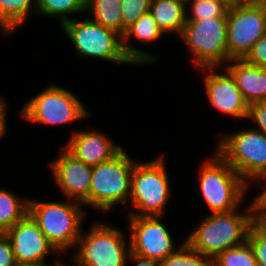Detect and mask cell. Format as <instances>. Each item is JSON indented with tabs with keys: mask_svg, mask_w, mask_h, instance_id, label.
Instances as JSON below:
<instances>
[{
	"mask_svg": "<svg viewBox=\"0 0 266 266\" xmlns=\"http://www.w3.org/2000/svg\"><path fill=\"white\" fill-rule=\"evenodd\" d=\"M248 203L243 207L244 213L239 207L227 213L205 215L184 240L210 260L223 250L244 244L252 226V207Z\"/></svg>",
	"mask_w": 266,
	"mask_h": 266,
	"instance_id": "6da1fadb",
	"label": "cell"
},
{
	"mask_svg": "<svg viewBox=\"0 0 266 266\" xmlns=\"http://www.w3.org/2000/svg\"><path fill=\"white\" fill-rule=\"evenodd\" d=\"M186 3L198 2V1H213V0H184Z\"/></svg>",
	"mask_w": 266,
	"mask_h": 266,
	"instance_id": "f35d334b",
	"label": "cell"
},
{
	"mask_svg": "<svg viewBox=\"0 0 266 266\" xmlns=\"http://www.w3.org/2000/svg\"><path fill=\"white\" fill-rule=\"evenodd\" d=\"M62 260H63L62 258L59 259V261L56 262L53 266H77L72 260L69 264Z\"/></svg>",
	"mask_w": 266,
	"mask_h": 266,
	"instance_id": "8d00e7d4",
	"label": "cell"
},
{
	"mask_svg": "<svg viewBox=\"0 0 266 266\" xmlns=\"http://www.w3.org/2000/svg\"><path fill=\"white\" fill-rule=\"evenodd\" d=\"M29 198L0 186V233H5L28 214Z\"/></svg>",
	"mask_w": 266,
	"mask_h": 266,
	"instance_id": "603a6c76",
	"label": "cell"
},
{
	"mask_svg": "<svg viewBox=\"0 0 266 266\" xmlns=\"http://www.w3.org/2000/svg\"><path fill=\"white\" fill-rule=\"evenodd\" d=\"M179 38L192 57L191 64L197 69L224 67L228 62L227 17L186 21Z\"/></svg>",
	"mask_w": 266,
	"mask_h": 266,
	"instance_id": "30bf717a",
	"label": "cell"
},
{
	"mask_svg": "<svg viewBox=\"0 0 266 266\" xmlns=\"http://www.w3.org/2000/svg\"><path fill=\"white\" fill-rule=\"evenodd\" d=\"M164 153L146 162L136 161L132 172L127 216H165L172 184ZM135 209V210H134Z\"/></svg>",
	"mask_w": 266,
	"mask_h": 266,
	"instance_id": "277c9868",
	"label": "cell"
},
{
	"mask_svg": "<svg viewBox=\"0 0 266 266\" xmlns=\"http://www.w3.org/2000/svg\"><path fill=\"white\" fill-rule=\"evenodd\" d=\"M68 141L63 147L76 159L96 166L116 156L124 147L117 145L111 137L97 129L70 131Z\"/></svg>",
	"mask_w": 266,
	"mask_h": 266,
	"instance_id": "2e32d148",
	"label": "cell"
},
{
	"mask_svg": "<svg viewBox=\"0 0 266 266\" xmlns=\"http://www.w3.org/2000/svg\"><path fill=\"white\" fill-rule=\"evenodd\" d=\"M59 148L58 156L49 163L50 180L65 199L83 204L90 196L93 167L76 159L63 146Z\"/></svg>",
	"mask_w": 266,
	"mask_h": 266,
	"instance_id": "5bb4252c",
	"label": "cell"
},
{
	"mask_svg": "<svg viewBox=\"0 0 266 266\" xmlns=\"http://www.w3.org/2000/svg\"><path fill=\"white\" fill-rule=\"evenodd\" d=\"M229 6L230 3L227 0L186 3L187 21H200L216 17H227Z\"/></svg>",
	"mask_w": 266,
	"mask_h": 266,
	"instance_id": "d4e9b609",
	"label": "cell"
},
{
	"mask_svg": "<svg viewBox=\"0 0 266 266\" xmlns=\"http://www.w3.org/2000/svg\"><path fill=\"white\" fill-rule=\"evenodd\" d=\"M219 69V70H218ZM203 71V92L211 108L219 113L230 116L236 121L247 120L249 105L237 87L236 81L225 67L200 68ZM220 71H223L220 73ZM219 72V73H218Z\"/></svg>",
	"mask_w": 266,
	"mask_h": 266,
	"instance_id": "4fadbf2b",
	"label": "cell"
},
{
	"mask_svg": "<svg viewBox=\"0 0 266 266\" xmlns=\"http://www.w3.org/2000/svg\"><path fill=\"white\" fill-rule=\"evenodd\" d=\"M37 12V0H0V31L11 36Z\"/></svg>",
	"mask_w": 266,
	"mask_h": 266,
	"instance_id": "ffe728a7",
	"label": "cell"
},
{
	"mask_svg": "<svg viewBox=\"0 0 266 266\" xmlns=\"http://www.w3.org/2000/svg\"><path fill=\"white\" fill-rule=\"evenodd\" d=\"M90 223L88 231L82 229L69 260L77 266H127L131 253L128 232L101 220Z\"/></svg>",
	"mask_w": 266,
	"mask_h": 266,
	"instance_id": "5b68a950",
	"label": "cell"
},
{
	"mask_svg": "<svg viewBox=\"0 0 266 266\" xmlns=\"http://www.w3.org/2000/svg\"><path fill=\"white\" fill-rule=\"evenodd\" d=\"M244 60L250 65L266 68V34L254 44Z\"/></svg>",
	"mask_w": 266,
	"mask_h": 266,
	"instance_id": "f546056e",
	"label": "cell"
},
{
	"mask_svg": "<svg viewBox=\"0 0 266 266\" xmlns=\"http://www.w3.org/2000/svg\"><path fill=\"white\" fill-rule=\"evenodd\" d=\"M230 4L232 3H238V2H243V1H247V0H227Z\"/></svg>",
	"mask_w": 266,
	"mask_h": 266,
	"instance_id": "ab89813d",
	"label": "cell"
},
{
	"mask_svg": "<svg viewBox=\"0 0 266 266\" xmlns=\"http://www.w3.org/2000/svg\"><path fill=\"white\" fill-rule=\"evenodd\" d=\"M5 233L10 239L16 262H47L50 253L61 255L29 214Z\"/></svg>",
	"mask_w": 266,
	"mask_h": 266,
	"instance_id": "9a60e30c",
	"label": "cell"
},
{
	"mask_svg": "<svg viewBox=\"0 0 266 266\" xmlns=\"http://www.w3.org/2000/svg\"><path fill=\"white\" fill-rule=\"evenodd\" d=\"M211 266H258L250 244L229 248L220 252L211 260Z\"/></svg>",
	"mask_w": 266,
	"mask_h": 266,
	"instance_id": "cb8c5ba5",
	"label": "cell"
},
{
	"mask_svg": "<svg viewBox=\"0 0 266 266\" xmlns=\"http://www.w3.org/2000/svg\"><path fill=\"white\" fill-rule=\"evenodd\" d=\"M65 200L58 202L29 198L28 204V214L61 255L75 248L87 217L83 204L67 198Z\"/></svg>",
	"mask_w": 266,
	"mask_h": 266,
	"instance_id": "3957f363",
	"label": "cell"
},
{
	"mask_svg": "<svg viewBox=\"0 0 266 266\" xmlns=\"http://www.w3.org/2000/svg\"><path fill=\"white\" fill-rule=\"evenodd\" d=\"M7 100L4 99V97L0 96V142L2 139L5 138V136H7L6 134H8V120H7V114H8V106H7Z\"/></svg>",
	"mask_w": 266,
	"mask_h": 266,
	"instance_id": "836d02e7",
	"label": "cell"
},
{
	"mask_svg": "<svg viewBox=\"0 0 266 266\" xmlns=\"http://www.w3.org/2000/svg\"><path fill=\"white\" fill-rule=\"evenodd\" d=\"M87 0H37L36 17L53 18L59 27L74 15L85 16ZM82 13V14H81Z\"/></svg>",
	"mask_w": 266,
	"mask_h": 266,
	"instance_id": "7402d4cb",
	"label": "cell"
},
{
	"mask_svg": "<svg viewBox=\"0 0 266 266\" xmlns=\"http://www.w3.org/2000/svg\"><path fill=\"white\" fill-rule=\"evenodd\" d=\"M126 151L123 148L110 160L93 166L90 196L83 206L97 209L101 214H108L119 204L127 206L137 159H133Z\"/></svg>",
	"mask_w": 266,
	"mask_h": 266,
	"instance_id": "8992f818",
	"label": "cell"
},
{
	"mask_svg": "<svg viewBox=\"0 0 266 266\" xmlns=\"http://www.w3.org/2000/svg\"><path fill=\"white\" fill-rule=\"evenodd\" d=\"M90 112L76 94L51 82L28 99L18 115L30 123L60 126L88 119Z\"/></svg>",
	"mask_w": 266,
	"mask_h": 266,
	"instance_id": "52a82bcc",
	"label": "cell"
},
{
	"mask_svg": "<svg viewBox=\"0 0 266 266\" xmlns=\"http://www.w3.org/2000/svg\"><path fill=\"white\" fill-rule=\"evenodd\" d=\"M266 34V17L256 0L230 4L227 11L228 62L244 59Z\"/></svg>",
	"mask_w": 266,
	"mask_h": 266,
	"instance_id": "8fae6325",
	"label": "cell"
},
{
	"mask_svg": "<svg viewBox=\"0 0 266 266\" xmlns=\"http://www.w3.org/2000/svg\"><path fill=\"white\" fill-rule=\"evenodd\" d=\"M247 242L253 250L258 266H266V237L262 235L253 225L249 230Z\"/></svg>",
	"mask_w": 266,
	"mask_h": 266,
	"instance_id": "83f0119b",
	"label": "cell"
},
{
	"mask_svg": "<svg viewBox=\"0 0 266 266\" xmlns=\"http://www.w3.org/2000/svg\"><path fill=\"white\" fill-rule=\"evenodd\" d=\"M160 266H211V260L184 240L173 253L160 262Z\"/></svg>",
	"mask_w": 266,
	"mask_h": 266,
	"instance_id": "484cf974",
	"label": "cell"
},
{
	"mask_svg": "<svg viewBox=\"0 0 266 266\" xmlns=\"http://www.w3.org/2000/svg\"><path fill=\"white\" fill-rule=\"evenodd\" d=\"M214 150L250 186L266 174V135L253 127L219 132Z\"/></svg>",
	"mask_w": 266,
	"mask_h": 266,
	"instance_id": "ba28073f",
	"label": "cell"
},
{
	"mask_svg": "<svg viewBox=\"0 0 266 266\" xmlns=\"http://www.w3.org/2000/svg\"><path fill=\"white\" fill-rule=\"evenodd\" d=\"M60 29L73 45L75 56L94 58L110 64L135 66L124 53L122 36L90 18L77 20L73 17L72 20L64 22Z\"/></svg>",
	"mask_w": 266,
	"mask_h": 266,
	"instance_id": "9c48e42d",
	"label": "cell"
},
{
	"mask_svg": "<svg viewBox=\"0 0 266 266\" xmlns=\"http://www.w3.org/2000/svg\"><path fill=\"white\" fill-rule=\"evenodd\" d=\"M247 120L257 125L253 126L254 129L266 135V101L250 104Z\"/></svg>",
	"mask_w": 266,
	"mask_h": 266,
	"instance_id": "f1b7e54d",
	"label": "cell"
},
{
	"mask_svg": "<svg viewBox=\"0 0 266 266\" xmlns=\"http://www.w3.org/2000/svg\"><path fill=\"white\" fill-rule=\"evenodd\" d=\"M131 263H132V266H160L159 261L145 258L137 254H134L132 252L129 254L127 266H130Z\"/></svg>",
	"mask_w": 266,
	"mask_h": 266,
	"instance_id": "e575fe53",
	"label": "cell"
},
{
	"mask_svg": "<svg viewBox=\"0 0 266 266\" xmlns=\"http://www.w3.org/2000/svg\"><path fill=\"white\" fill-rule=\"evenodd\" d=\"M61 255H57L55 256L56 259L55 261L52 263H48L47 262H17L15 266H53L56 262H58L60 258L62 257H59ZM59 257V258H58Z\"/></svg>",
	"mask_w": 266,
	"mask_h": 266,
	"instance_id": "d590c367",
	"label": "cell"
},
{
	"mask_svg": "<svg viewBox=\"0 0 266 266\" xmlns=\"http://www.w3.org/2000/svg\"><path fill=\"white\" fill-rule=\"evenodd\" d=\"M152 0H122L121 13L123 19V34L143 14L150 12Z\"/></svg>",
	"mask_w": 266,
	"mask_h": 266,
	"instance_id": "4316f807",
	"label": "cell"
},
{
	"mask_svg": "<svg viewBox=\"0 0 266 266\" xmlns=\"http://www.w3.org/2000/svg\"><path fill=\"white\" fill-rule=\"evenodd\" d=\"M198 172L201 200L210 213H227L242 206L250 187L214 150L202 161Z\"/></svg>",
	"mask_w": 266,
	"mask_h": 266,
	"instance_id": "7a4b0ae2",
	"label": "cell"
},
{
	"mask_svg": "<svg viewBox=\"0 0 266 266\" xmlns=\"http://www.w3.org/2000/svg\"><path fill=\"white\" fill-rule=\"evenodd\" d=\"M15 255L6 233H0V266H15Z\"/></svg>",
	"mask_w": 266,
	"mask_h": 266,
	"instance_id": "4dcf8cb0",
	"label": "cell"
},
{
	"mask_svg": "<svg viewBox=\"0 0 266 266\" xmlns=\"http://www.w3.org/2000/svg\"><path fill=\"white\" fill-rule=\"evenodd\" d=\"M224 67L234 77L248 105L266 101V68L250 65L244 59H232Z\"/></svg>",
	"mask_w": 266,
	"mask_h": 266,
	"instance_id": "ac0fdd59",
	"label": "cell"
},
{
	"mask_svg": "<svg viewBox=\"0 0 266 266\" xmlns=\"http://www.w3.org/2000/svg\"><path fill=\"white\" fill-rule=\"evenodd\" d=\"M252 225L266 237V209H252Z\"/></svg>",
	"mask_w": 266,
	"mask_h": 266,
	"instance_id": "d6a6232c",
	"label": "cell"
},
{
	"mask_svg": "<svg viewBox=\"0 0 266 266\" xmlns=\"http://www.w3.org/2000/svg\"><path fill=\"white\" fill-rule=\"evenodd\" d=\"M163 216H126L131 252L161 262L178 245ZM166 224V225H165Z\"/></svg>",
	"mask_w": 266,
	"mask_h": 266,
	"instance_id": "7c38bea8",
	"label": "cell"
},
{
	"mask_svg": "<svg viewBox=\"0 0 266 266\" xmlns=\"http://www.w3.org/2000/svg\"><path fill=\"white\" fill-rule=\"evenodd\" d=\"M165 34L161 31L158 24L153 18V15L148 12L143 14L133 25L126 29L122 36V46L125 55L135 66L154 65L159 60L157 53L154 54L152 51L142 47H138L131 44V41L144 42V43H155L163 37ZM133 45V46H132Z\"/></svg>",
	"mask_w": 266,
	"mask_h": 266,
	"instance_id": "e0dca14e",
	"label": "cell"
},
{
	"mask_svg": "<svg viewBox=\"0 0 266 266\" xmlns=\"http://www.w3.org/2000/svg\"><path fill=\"white\" fill-rule=\"evenodd\" d=\"M254 186L262 187L261 192L255 195L251 201L252 209H266V174L259 176L254 182Z\"/></svg>",
	"mask_w": 266,
	"mask_h": 266,
	"instance_id": "1f68e13d",
	"label": "cell"
},
{
	"mask_svg": "<svg viewBox=\"0 0 266 266\" xmlns=\"http://www.w3.org/2000/svg\"><path fill=\"white\" fill-rule=\"evenodd\" d=\"M122 0H87L88 18L123 36Z\"/></svg>",
	"mask_w": 266,
	"mask_h": 266,
	"instance_id": "44dd1931",
	"label": "cell"
},
{
	"mask_svg": "<svg viewBox=\"0 0 266 266\" xmlns=\"http://www.w3.org/2000/svg\"><path fill=\"white\" fill-rule=\"evenodd\" d=\"M186 2L184 0H152L150 13L161 31L166 35L181 36L187 21Z\"/></svg>",
	"mask_w": 266,
	"mask_h": 266,
	"instance_id": "d6986e66",
	"label": "cell"
},
{
	"mask_svg": "<svg viewBox=\"0 0 266 266\" xmlns=\"http://www.w3.org/2000/svg\"><path fill=\"white\" fill-rule=\"evenodd\" d=\"M256 2L261 6L266 17V0H256Z\"/></svg>",
	"mask_w": 266,
	"mask_h": 266,
	"instance_id": "74e56055",
	"label": "cell"
}]
</instances>
